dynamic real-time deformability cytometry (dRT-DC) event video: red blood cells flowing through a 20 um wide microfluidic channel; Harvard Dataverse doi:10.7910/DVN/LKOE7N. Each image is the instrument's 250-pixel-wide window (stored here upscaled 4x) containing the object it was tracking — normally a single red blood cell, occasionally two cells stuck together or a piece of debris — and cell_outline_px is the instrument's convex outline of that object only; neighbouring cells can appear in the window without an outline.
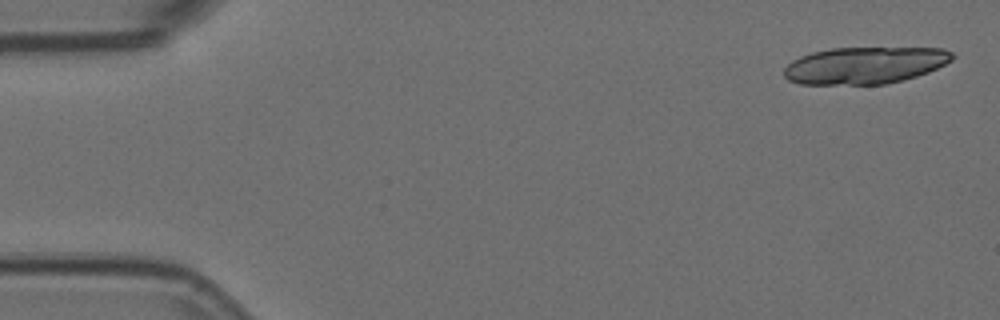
{"species": "Egyptian fruit bat (a non-hibernating species)", "species_latin": "Rousettus aegyptiacus", "temperature_condition": "room temperature", "stored_images_in_passage": 6, "camera_frame_rate_fps": 3000, "um_per_image_px": 0.085, "animal": {"sex": "female"}, "frame": {"image": 1, "passage_image": 1, "time_ms": 0.0, "image_size_px": [1000, 320], "cell_outline_px": [[956, 56], [952, 60], [928, 72], [916, 76], [884, 84], [800, 84], [788, 80], [784, 76], [784, 68], [792, 60], [800, 56], [812, 52], [832, 48], [944, 48], [952, 52]], "centroid_in_image_um": [73.5, 5.54], "position_along_channel_um": 11.5, "area_um2": 36.13}}